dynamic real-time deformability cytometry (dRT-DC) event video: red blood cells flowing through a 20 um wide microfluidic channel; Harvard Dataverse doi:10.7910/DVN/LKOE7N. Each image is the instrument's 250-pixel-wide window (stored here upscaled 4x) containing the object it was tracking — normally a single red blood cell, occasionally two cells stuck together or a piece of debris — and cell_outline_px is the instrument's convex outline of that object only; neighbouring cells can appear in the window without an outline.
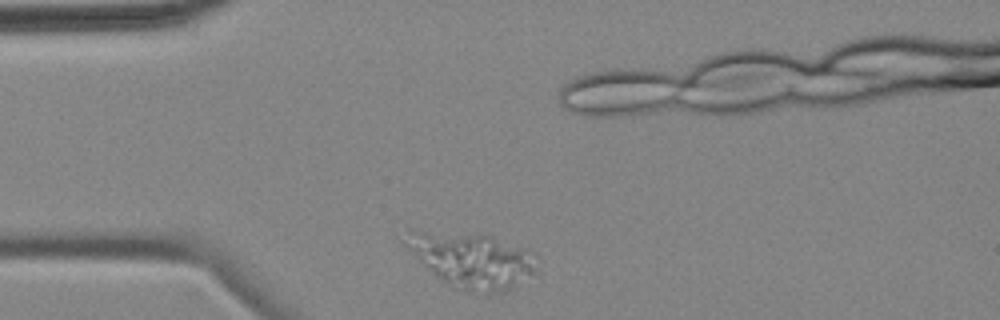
{"species": "common noctule bat (a hibernating species)", "species_latin": "Nyctalus noctula", "temperature_condition": "cold", "stored_images_in_passage": 9, "camera_frame_rate_fps": 3000, "um_per_image_px": 0.085, "animal": {"sex": "female", "body_mass_g": 18.4}, "frame": {"image": 1, "passage_image": 1, "time_ms": 0.0, "image_size_px": [1000, 320], "cell_outline_px": [[536, 252], [532, 272], [512, 288], [504, 292], [464, 292], [452, 288], [436, 276], [400, 240], [408, 228], [412, 228], [492, 236]], "centroid_in_image_um": [40.02, 22.06], "position_along_channel_um": 45.0, "area_um2": 42.25}}
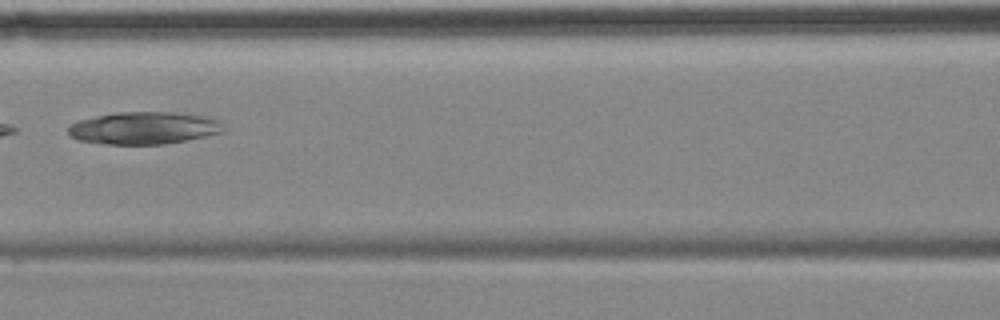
{"frame": {"image": 2, "passage_image": 8, "time_ms": 9.333, "image_size_px": [1000, 320], "cell_outline_px": [[224, 132], [164, 144], [104, 144], [80, 140], [68, 136], [68, 124], [80, 120], [96, 116], [120, 112], [168, 112], [212, 116], [224, 128]], "centroid_in_image_um": [12.2, 10.88], "position_along_channel_um": 154.4, "area_um2": 29.19}}
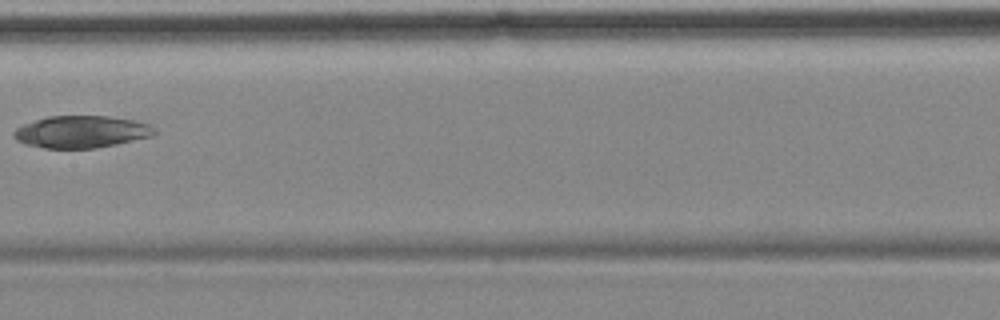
{"frame": {"image": 3, "passage_image": 9, "time_ms": 10.667, "image_size_px": [1000, 320], "cell_outline_px": [[156, 132], [152, 136], [116, 144], [96, 148], [44, 148], [24, 144], [16, 140], [12, 136], [12, 132], [16, 128], [24, 124], [48, 116], [108, 116], [132, 120], [152, 124]], "centroid_in_image_um": [6.9, 11.2], "position_along_channel_um": 200.5, "area_um2": 26.36}}